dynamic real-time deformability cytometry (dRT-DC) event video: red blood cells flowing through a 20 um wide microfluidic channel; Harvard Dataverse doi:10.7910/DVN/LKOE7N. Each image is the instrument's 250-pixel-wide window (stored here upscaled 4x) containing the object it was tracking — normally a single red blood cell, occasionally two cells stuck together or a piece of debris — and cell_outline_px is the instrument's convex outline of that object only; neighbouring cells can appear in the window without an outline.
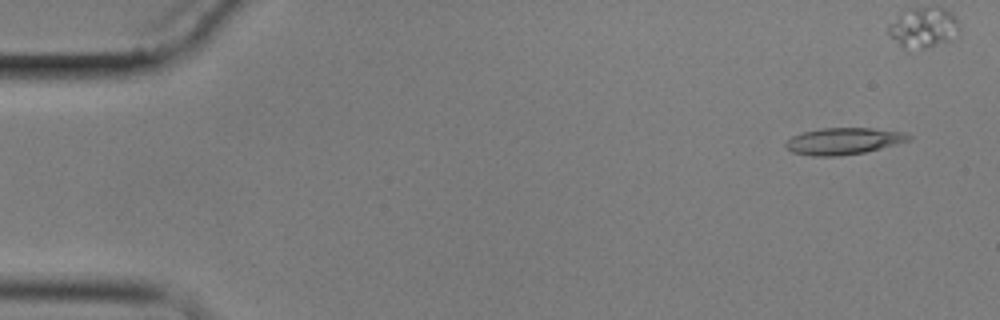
{"species": "common noctule bat (a hibernating species)", "species_latin": "Nyctalus noctula", "temperature_condition": "cold", "stored_images_in_passage": 5, "camera_frame_rate_fps": 3000, "um_per_image_px": 0.085, "animal": {"sex": "male", "body_mass_g": 17.9}, "frame": {"image": 1, "passage_image": 1, "time_ms": 0.0, "image_size_px": [1000, 320], "cell_outline_px": [[912, 140], [864, 152], [840, 156], [812, 156], [792, 152], [784, 144], [792, 136], [804, 132], [820, 128], [872, 128], [904, 132], [912, 136]], "centroid_in_image_um": [71.72, 11.99], "position_along_channel_um": 13.3, "area_um2": 19.07}}
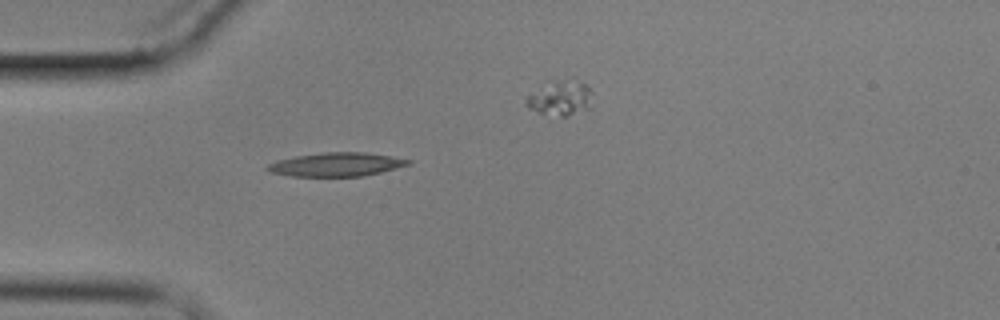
{"frame": {"image": 2, "passage_image": 4, "time_ms": 4.333, "image_size_px": [1000, 320], "cell_outline_px": [[412, 164], [364, 176], [292, 176], [268, 172], [264, 168], [268, 164], [276, 160], [296, 156], [324, 152], [364, 152], [412, 160]], "centroid_in_image_um": [28.55, 13.98], "position_along_channel_um": 56.4, "area_um2": 19.42}}